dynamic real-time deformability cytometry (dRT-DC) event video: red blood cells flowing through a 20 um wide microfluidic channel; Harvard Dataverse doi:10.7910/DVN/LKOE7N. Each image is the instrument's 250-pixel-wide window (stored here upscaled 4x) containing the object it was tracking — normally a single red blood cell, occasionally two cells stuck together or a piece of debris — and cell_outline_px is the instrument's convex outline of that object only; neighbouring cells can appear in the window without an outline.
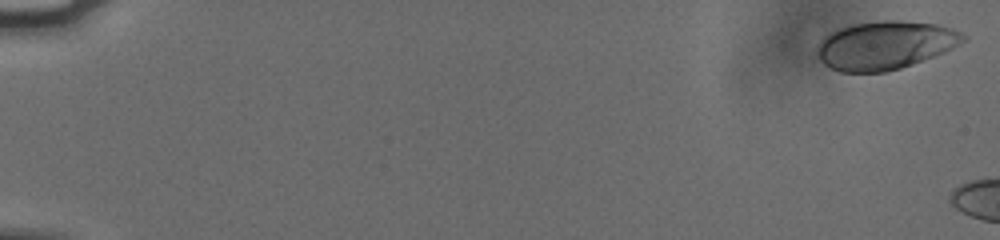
{"species": "human", "species_latin": "Homo sapiens", "temperature_condition": "cold", "stored_images_in_passage": 8, "camera_frame_rate_fps": 3000, "um_per_image_px": 0.085, "donor": {"sex": "male"}, "frame": {"image": 1, "passage_image": 1, "time_ms": 0.0, "image_size_px": [1000, 240], "cell_outline_px": [[968, 40], [944, 52], [912, 64], [900, 68], [884, 72], [840, 72], [824, 64], [820, 60], [816, 52], [816, 44], [824, 36], [840, 28], [856, 24], [880, 20], [900, 20], [936, 24], [952, 28], [968, 36]], "centroid_in_image_um": [75.24, 3.84], "position_along_channel_um": 9.8, "area_um2": 41.21}}